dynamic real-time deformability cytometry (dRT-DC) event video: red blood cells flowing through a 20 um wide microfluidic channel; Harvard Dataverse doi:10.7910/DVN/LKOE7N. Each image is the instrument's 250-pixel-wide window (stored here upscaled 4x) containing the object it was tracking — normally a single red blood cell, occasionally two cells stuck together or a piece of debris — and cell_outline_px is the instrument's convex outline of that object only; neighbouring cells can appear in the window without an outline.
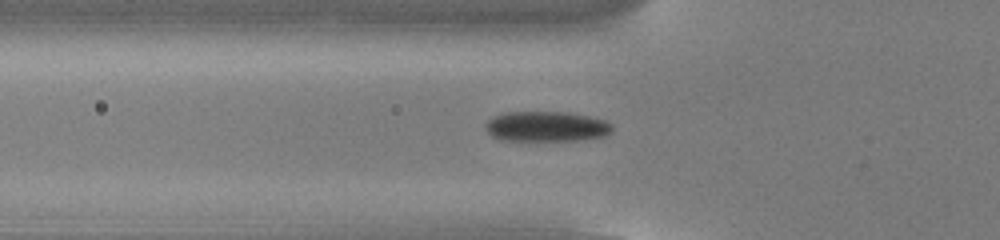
{"species": "common noctule bat (a hibernating species)", "species_latin": "Nyctalus noctula", "temperature_condition": "cold", "stored_images_in_passage": 53, "camera_frame_rate_fps": 3000, "um_per_image_px": 0.085, "animal": {"sex": "male", "body_mass_g": 13.0, "forearm_length_mm": 53.1}, "frame": {"image": 1, "passage_image": 18, "time_ms": 5.667, "image_size_px": [1000, 240], "cell_outline_px": [[612, 132], [604, 136], [576, 140], [500, 140], [492, 136], [488, 132], [484, 124], [492, 116], [504, 112], [568, 112], [588, 116], [604, 120], [612, 124]], "centroid_in_image_um": [46.41, 10.74], "position_along_channel_um": 79.4, "area_um2": 22.31}}
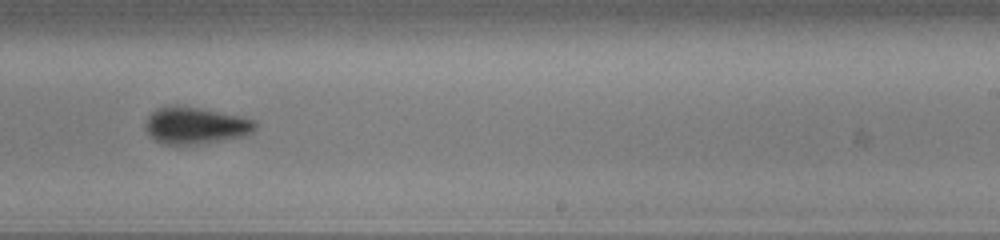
{"frame": {"image": 2, "passage_image": 33, "time_ms": 10.667, "image_size_px": [1000, 240], "cell_outline_px": [[256, 128], [248, 136], [208, 144], [176, 148], [160, 144], [144, 128], [144, 124], [148, 116], [156, 108], [196, 108], [240, 116], [252, 120], [256, 124]], "centroid_in_image_um": [16.62, 10.78], "position_along_channel_um": 272.4, "area_um2": 23.93}}
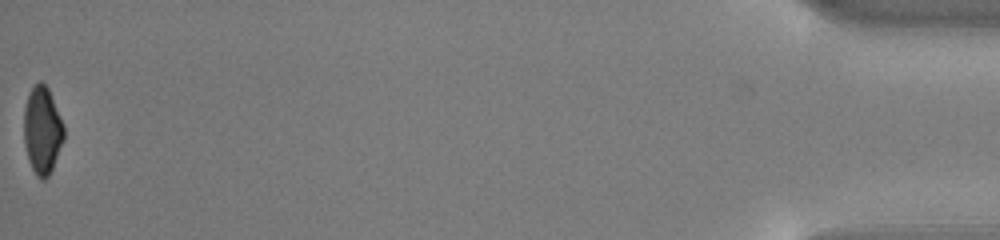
{"frame": {"image": 3, "passage_image": 53, "time_ms": 17.333, "image_size_px": [1000, 240], "cell_outline_px": [[64, 140], [52, 168], [48, 176], [44, 180], [40, 180], [36, 176], [28, 160], [24, 144], [24, 108], [28, 96], [32, 88], [40, 80], [48, 88], [64, 124]], "centroid_in_image_um": [3.59, 11.1], "position_along_channel_um": 431.6, "area_um2": 20.35}, "authors_computed_cell_mechanics": {"area_um2": 21.8484, "velocity_mm_per_s": 3.862, "shape_relaxation_time_tau1_ms": 1.7855, "shape_relaxation_time_tau2_ms": null, "deformation_change_tau1": 0.1033, "deformation_change_tau2": null}}